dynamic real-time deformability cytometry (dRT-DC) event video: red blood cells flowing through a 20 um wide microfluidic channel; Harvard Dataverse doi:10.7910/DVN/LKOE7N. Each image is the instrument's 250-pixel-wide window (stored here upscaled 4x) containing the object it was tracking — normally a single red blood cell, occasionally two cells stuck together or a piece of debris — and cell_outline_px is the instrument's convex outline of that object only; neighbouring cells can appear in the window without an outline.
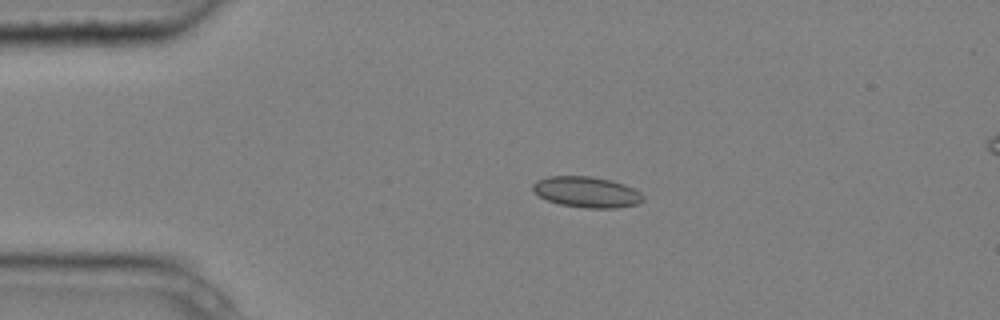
{"species": "common noctule bat (a hibernating species)", "species_latin": "Nyctalus noctula", "temperature_condition": "cold", "stored_images_in_passage": 5, "camera_frame_rate_fps": 3000, "um_per_image_px": 0.085, "animal": {"sex": "male", "body_mass_g": 20.4}, "frame": {"image": 1, "passage_image": 3, "time_ms": 0.667, "image_size_px": [1000, 320], "cell_outline_px": [[644, 200], [640, 204], [616, 208], [584, 208], [560, 204], [548, 200], [540, 196], [532, 188], [532, 184], [536, 180], [548, 176], [588, 176], [608, 180], [624, 184], [640, 192], [644, 196]], "centroid_in_image_um": [49.88, 16.33], "position_along_channel_um": 35.1, "area_um2": 19.77}}